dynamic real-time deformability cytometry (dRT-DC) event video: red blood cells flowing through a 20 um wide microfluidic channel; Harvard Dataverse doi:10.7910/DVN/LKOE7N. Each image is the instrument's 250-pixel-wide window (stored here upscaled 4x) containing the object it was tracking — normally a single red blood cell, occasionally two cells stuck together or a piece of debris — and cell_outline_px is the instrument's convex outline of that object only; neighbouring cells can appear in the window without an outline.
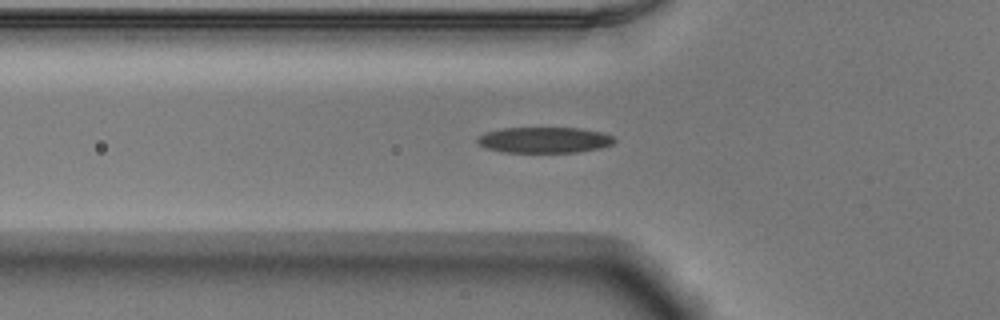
{"species": "Egyptian fruit bat (a non-hibernating species)", "species_latin": "Rousettus aegyptiacus", "temperature_condition": "warm", "stored_images_in_passage": 42, "camera_frame_rate_fps": 3000, "um_per_image_px": 0.085, "animal": {"sex": "male"}, "frame": {"image": 1, "passage_image": 12, "time_ms": 3.667, "image_size_px": [1000, 320], "cell_outline_px": [[616, 140], [612, 144], [600, 148], [576, 152], [504, 152], [488, 148], [480, 144], [476, 140], [480, 136], [488, 132], [504, 128], [580, 128], [600, 132], [612, 136]], "centroid_in_image_um": [46.3, 11.9], "position_along_channel_um": 79.5, "area_um2": 20.29}}
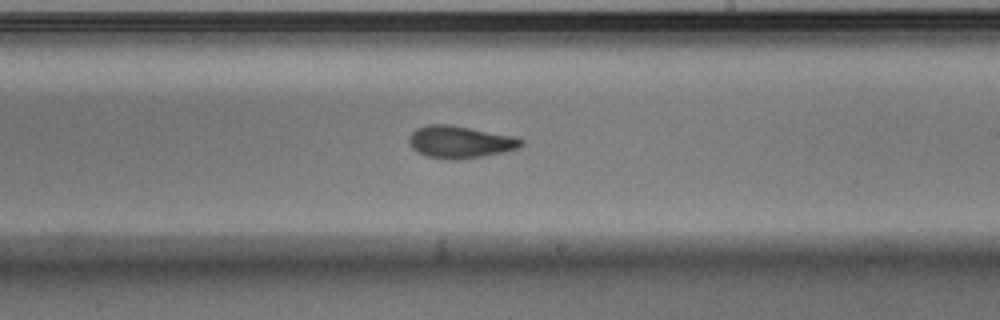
{"frame": {"image": 2, "passage_image": 25, "time_ms": 8.0, "image_size_px": [1000, 320], "cell_outline_px": [[524, 144], [520, 148], [504, 152], [484, 156], [456, 160], [452, 160], [428, 156], [416, 152], [412, 148], [408, 140], [412, 132], [416, 128], [428, 124], [448, 124], [516, 136], [524, 140]], "centroid_in_image_um": [39.14, 12.07], "position_along_channel_um": 249.9, "area_um2": 21.27}}
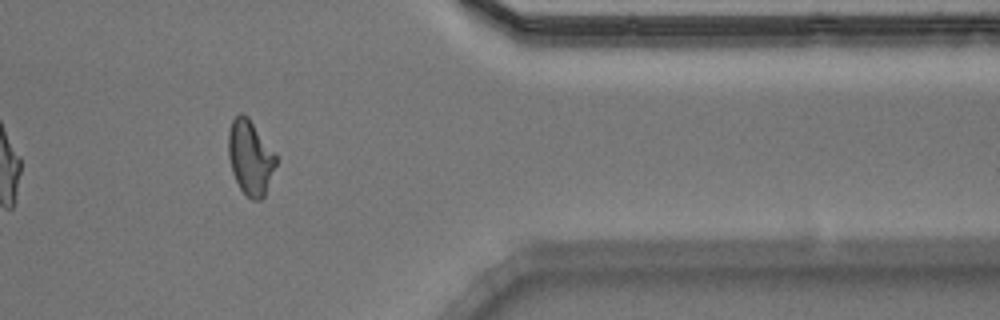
{"frame": {"image": 3, "passage_image": 37, "time_ms": 12.0, "image_size_px": [1000, 320], "cell_outline_px": [[276, 164], [264, 196], [260, 200], [252, 200], [240, 188], [232, 172], [228, 156], [228, 132], [232, 120], [240, 112], [244, 112], [248, 116], [276, 156]], "centroid_in_image_um": [21.24, 13.36], "position_along_channel_um": 390.2, "area_um2": 20.46}, "authors_computed_cell_mechanics": {"area_um2": 20.4612, "velocity_mm_per_s": 3.908, "shape_relaxation_time_tau1_ms": 5.2526, "shape_relaxation_time_tau2_ms": 2.1367, "deformation_change_tau1": 0.2062, "deformation_change_tau2": 0.1017}}